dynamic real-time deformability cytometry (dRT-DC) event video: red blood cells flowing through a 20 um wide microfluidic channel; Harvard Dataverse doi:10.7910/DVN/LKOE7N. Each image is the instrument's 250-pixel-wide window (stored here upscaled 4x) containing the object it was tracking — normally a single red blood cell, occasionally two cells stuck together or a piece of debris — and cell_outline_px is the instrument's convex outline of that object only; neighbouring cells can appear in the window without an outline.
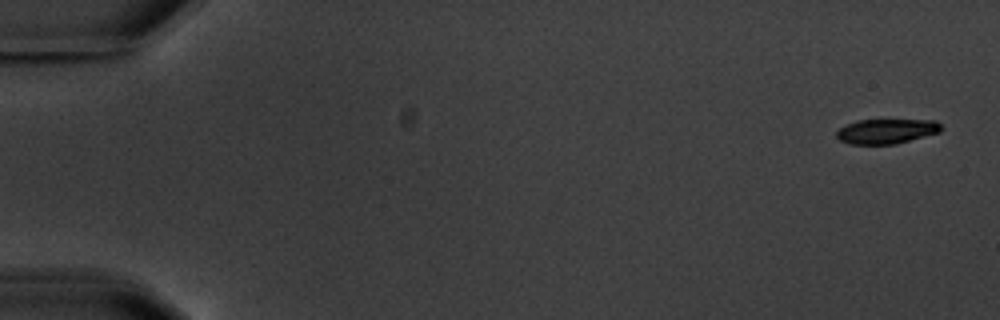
{"species": "common noctule bat (a hibernating species)", "species_latin": "Nyctalus noctula", "temperature_condition": "warm", "stored_images_in_passage": 6, "camera_frame_rate_fps": 3000, "um_per_image_px": 0.085, "animal": {"sex": "male", "body_mass_g": 20.1, "forearm_length_mm": 53.5}, "frame": {"image": 1, "passage_image": 1, "time_ms": 0.0, "image_size_px": [1000, 320], "cell_outline_px": [[940, 132], [896, 144], [848, 144], [840, 140], [836, 136], [836, 132], [840, 128], [856, 120], [936, 120], [940, 124]], "centroid_in_image_um": [75.33, 11.16], "position_along_channel_um": 9.7, "area_um2": 15.03}}
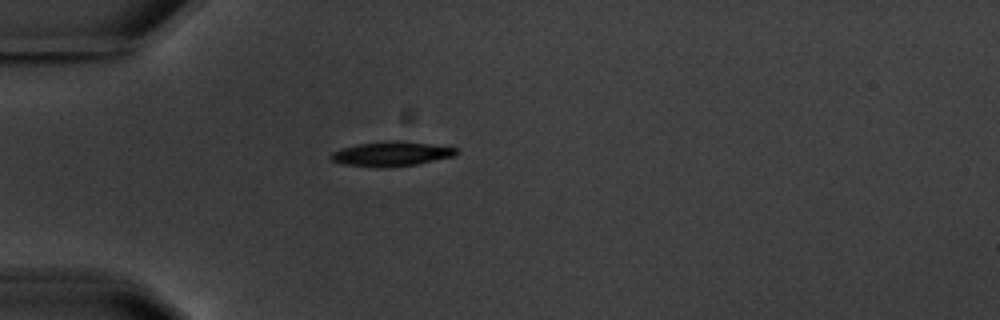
{"frame": {"image": 2, "passage_image": 5, "time_ms": 5.0, "image_size_px": [1000, 320], "cell_outline_px": [[460, 152], [456, 156], [416, 164], [388, 168], [376, 168], [344, 164], [332, 160], [328, 156], [332, 152], [340, 148], [360, 144], [392, 140], [404, 140], [456, 148]], "centroid_in_image_um": [33.28, 13.08], "position_along_channel_um": 51.7, "area_um2": 18.21}}